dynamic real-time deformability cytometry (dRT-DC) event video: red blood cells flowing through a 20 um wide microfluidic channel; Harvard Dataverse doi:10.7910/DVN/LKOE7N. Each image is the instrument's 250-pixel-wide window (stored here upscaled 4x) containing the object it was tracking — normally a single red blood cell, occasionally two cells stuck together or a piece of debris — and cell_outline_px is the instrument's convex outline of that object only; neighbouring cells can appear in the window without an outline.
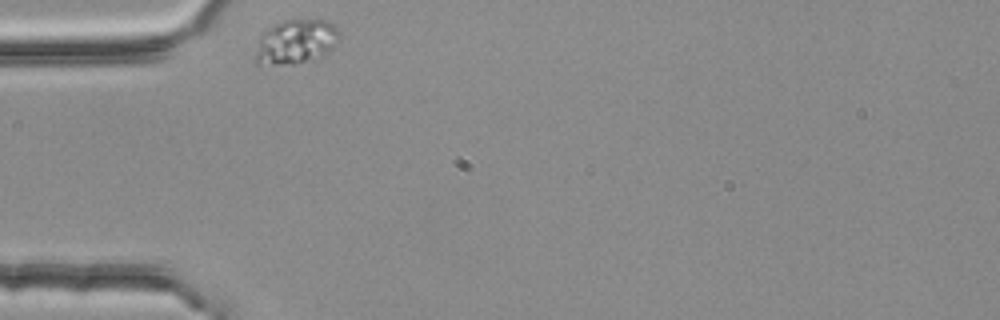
{"species": "common noctule bat (a hibernating species)", "species_latin": "Nyctalus noctula", "temperature_condition": "room temperature", "stored_images_in_passage": 33, "camera_frame_rate_fps": 3000, "um_per_image_px": 0.085, "animal": {"sex": "female", "body_mass_g": 25.1}, "frame": {"image": 1, "passage_image": 1, "time_ms": 0.0, "image_size_px": [1000, 320], "cell_outline_px": [[340, 40], [328, 52], [312, 60], [292, 64], [256, 64], [256, 52], [260, 36], [268, 28], [284, 20], [328, 20], [336, 24], [340, 32]], "centroid_in_image_um": [25.21, 3.53], "position_along_channel_um": 59.8, "area_um2": 21.73}}
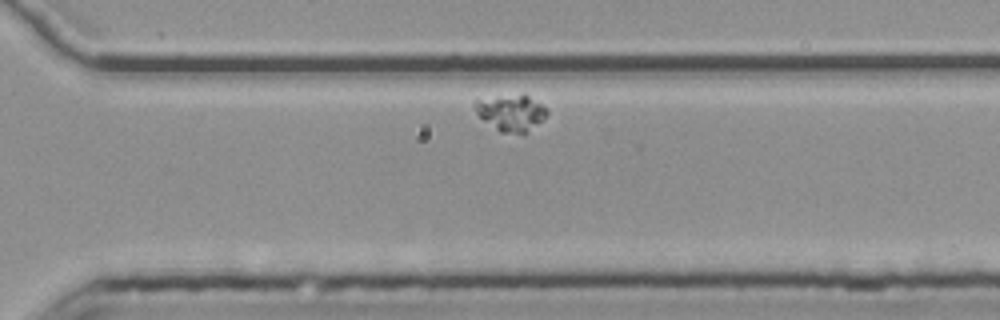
{"frame": {"image": 2, "passage_image": 28, "time_ms": 9.0, "image_size_px": [1000, 320], "cell_outline_px": [[548, 112], [524, 136], [500, 132], [484, 120], [476, 112], [476, 100], [524, 92], [548, 108]], "centroid_in_image_um": [43.49, 9.58], "position_along_channel_um": 327.1, "area_um2": 15.37}}
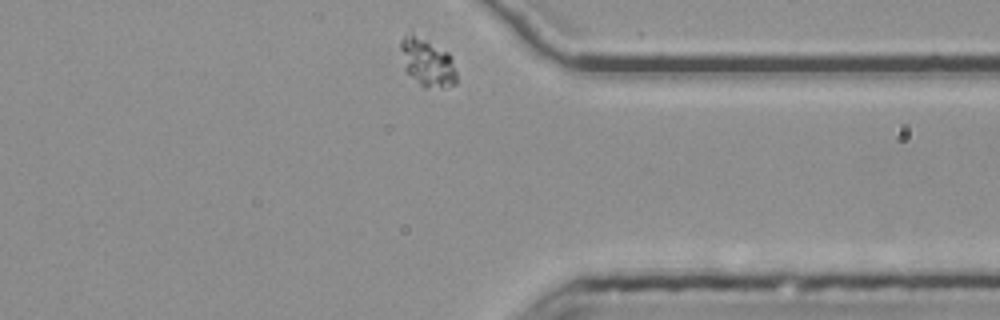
{"frame": {"image": 3, "passage_image": 33, "time_ms": 10.667, "image_size_px": [1000, 320], "cell_outline_px": [[456, 84], [440, 88], [424, 88], [404, 68], [400, 48], [400, 40], [404, 36], [412, 32], [448, 52], [452, 56], [456, 72]], "centroid_in_image_um": [36.33, 5.3], "position_along_channel_um": 375.1, "area_um2": 15.66}}